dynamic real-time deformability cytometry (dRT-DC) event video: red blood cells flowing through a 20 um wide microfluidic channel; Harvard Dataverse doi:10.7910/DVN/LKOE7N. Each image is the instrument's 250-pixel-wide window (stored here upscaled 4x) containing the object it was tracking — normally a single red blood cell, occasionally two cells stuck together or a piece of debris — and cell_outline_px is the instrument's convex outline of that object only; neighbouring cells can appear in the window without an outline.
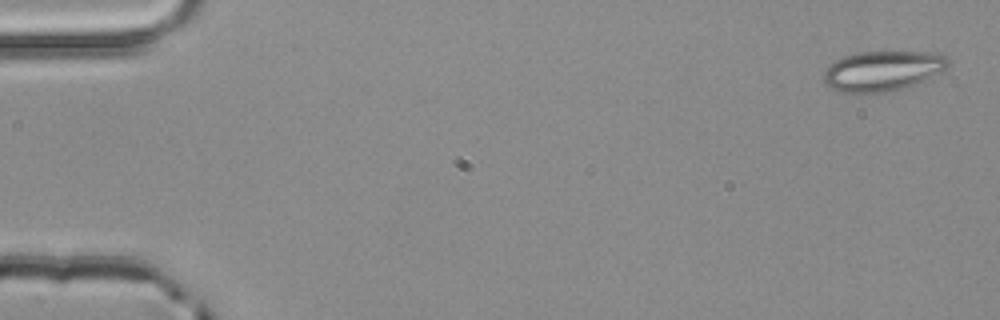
{"species": "common noctule bat (a hibernating species)", "species_latin": "Nyctalus noctula", "temperature_condition": "room temperature", "stored_images_in_passage": 3, "camera_frame_rate_fps": 3000, "um_per_image_px": 0.085, "animal": {"sex": "male", "body_mass_g": 20.4}, "frame": {"image": 1, "passage_image": 1, "time_ms": 0.0, "image_size_px": [1000, 320], "cell_outline_px": [[948, 64], [940, 72], [904, 88], [884, 92], [856, 96], [840, 92], [832, 88], [824, 80], [824, 68], [836, 60], [844, 56], [860, 52], [940, 52], [948, 60]], "centroid_in_image_um": [74.95, 6.05], "position_along_channel_um": 10.0, "area_um2": 29.25}}